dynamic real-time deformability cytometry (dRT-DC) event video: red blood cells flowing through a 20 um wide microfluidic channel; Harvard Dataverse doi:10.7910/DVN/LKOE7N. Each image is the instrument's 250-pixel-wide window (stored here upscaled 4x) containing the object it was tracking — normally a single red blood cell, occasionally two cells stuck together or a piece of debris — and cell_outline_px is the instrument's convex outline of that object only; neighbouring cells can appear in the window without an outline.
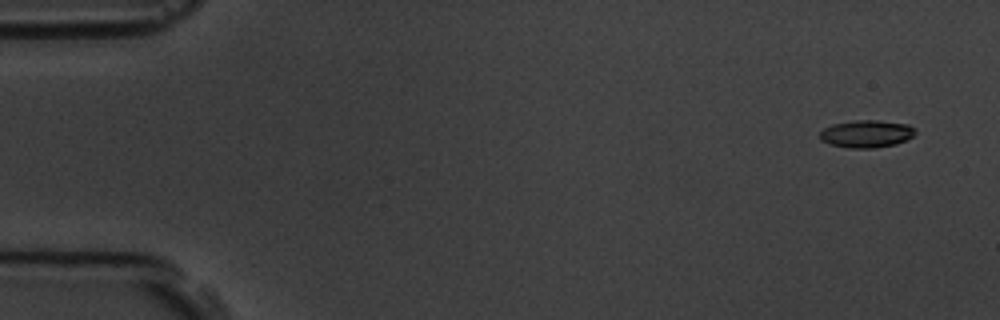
{"species": "common noctule bat (a hibernating species)", "species_latin": "Nyctalus noctula", "temperature_condition": "room temperature", "stored_images_in_passage": 5, "camera_frame_rate_fps": 3000, "um_per_image_px": 0.085, "animal": {"sex": "male", "body_mass_g": 19.5, "forearm_length_mm": 54.6}, "frame": {"image": 1, "passage_image": 1, "time_ms": 0.0, "image_size_px": [1000, 320], "cell_outline_px": [[916, 132], [912, 136], [896, 144], [872, 148], [852, 148], [832, 144], [820, 140], [820, 132], [824, 128], [832, 124], [856, 120], [880, 120], [908, 124], [916, 128]], "centroid_in_image_um": [73.67, 11.36], "position_along_channel_um": 11.3, "area_um2": 15.2}}
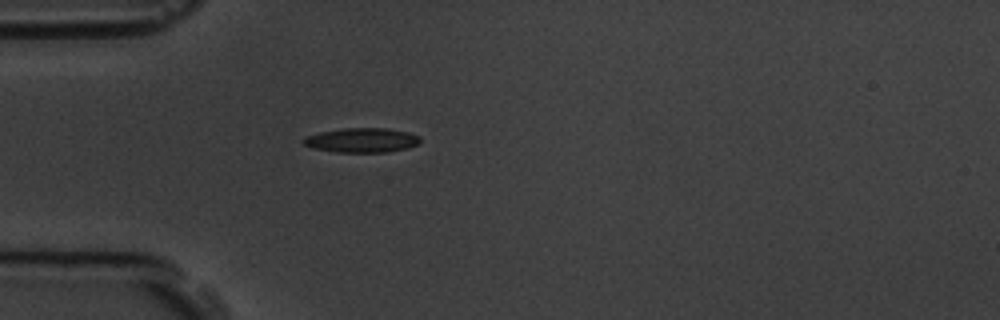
{"frame": {"image": 2, "passage_image": 5, "time_ms": 4.333, "image_size_px": [1000, 320], "cell_outline_px": [[420, 140], [416, 144], [408, 148], [388, 152], [336, 152], [312, 148], [304, 144], [300, 140], [308, 136], [320, 132], [344, 128], [388, 128], [408, 132], [420, 136]], "centroid_in_image_um": [30.75, 11.92], "position_along_channel_um": 54.2, "area_um2": 16.65}}